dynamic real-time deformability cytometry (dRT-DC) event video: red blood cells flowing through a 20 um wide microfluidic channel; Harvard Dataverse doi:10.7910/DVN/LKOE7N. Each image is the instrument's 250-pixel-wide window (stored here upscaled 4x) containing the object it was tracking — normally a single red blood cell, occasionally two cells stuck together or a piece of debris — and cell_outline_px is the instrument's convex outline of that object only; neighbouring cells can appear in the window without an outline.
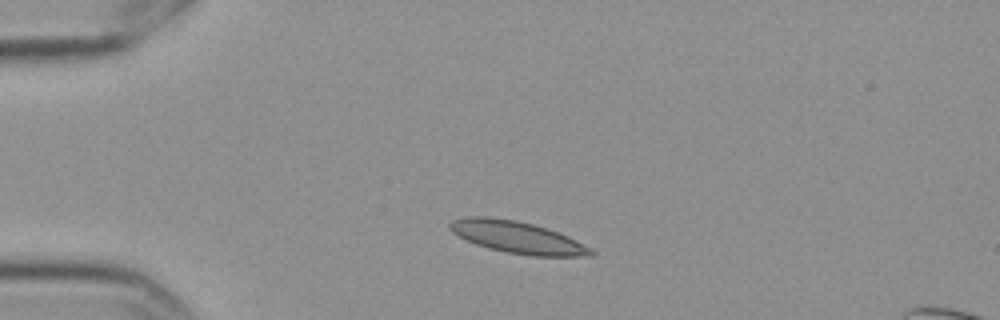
{"species": "Egyptian fruit bat (a non-hibernating species)", "species_latin": "Rousettus aegyptiacus", "temperature_condition": "cold", "stored_images_in_passage": 2, "camera_frame_rate_fps": 3000, "um_per_image_px": 0.085, "frame": {"image": 1, "passage_image": 1, "time_ms": 0.0, "image_size_px": [1000, 320], "cell_outline_px": [[596, 252], [592, 256], [532, 256], [504, 252], [488, 248], [476, 244], [452, 232], [448, 228], [448, 224], [452, 220], [468, 216], [488, 216], [516, 220], [532, 224], [568, 236], [592, 248]], "centroid_in_image_um": [43.97, 20.17], "position_along_channel_um": 41.0, "area_um2": 26.24}}